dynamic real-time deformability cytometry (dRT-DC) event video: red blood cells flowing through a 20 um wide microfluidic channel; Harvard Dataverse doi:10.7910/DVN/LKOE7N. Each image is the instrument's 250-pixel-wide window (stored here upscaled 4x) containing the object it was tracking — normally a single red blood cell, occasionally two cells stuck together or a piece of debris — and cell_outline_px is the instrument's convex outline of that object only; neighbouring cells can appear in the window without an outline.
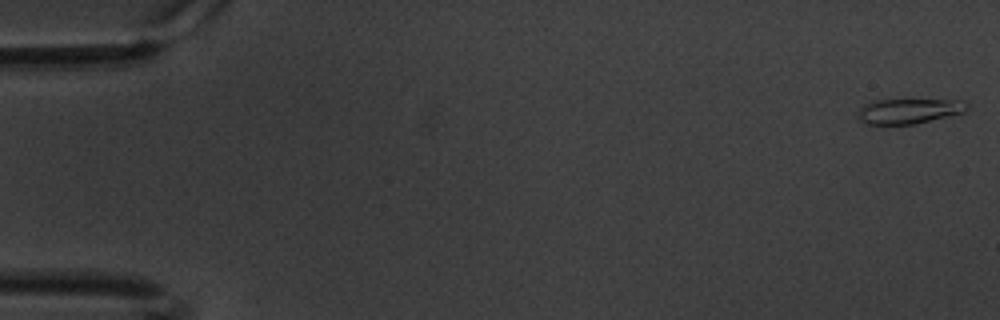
{"species": "common noctule bat (a hibernating species)", "species_latin": "Nyctalus noctula", "temperature_condition": "warm", "stored_images_in_passage": 60, "camera_frame_rate_fps": 3000, "um_per_image_px": 0.085, "animal": {"sex": "male", "body_mass_g": 20.1, "forearm_length_mm": 53.5}, "frame": {"image": 1, "passage_image": 1, "time_ms": 0.0, "image_size_px": [1000, 320], "cell_outline_px": [[968, 108], [964, 112], [948, 116], [912, 124], [864, 124], [856, 120], [856, 116], [860, 108], [864, 104], [876, 100], [960, 100], [968, 104]], "centroid_in_image_um": [77.18, 9.44], "position_along_channel_um": 7.8, "area_um2": 15.9}}
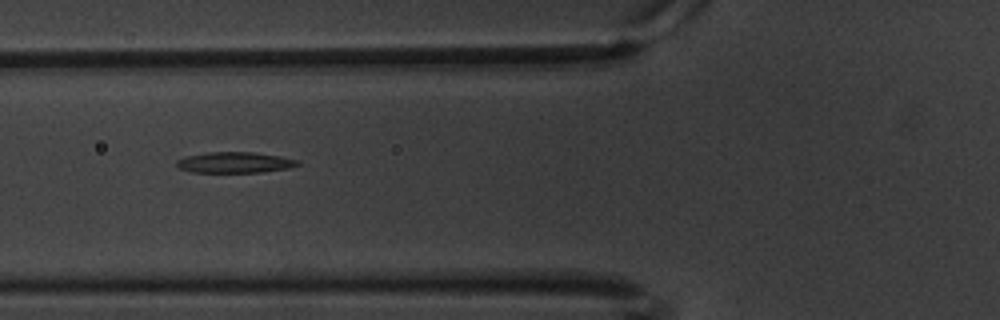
{"frame": {"image": 2, "passage_image": 23, "time_ms": 7.333, "image_size_px": [1000, 320], "cell_outline_px": [[300, 164], [288, 168], [260, 172], [192, 172], [180, 168], [176, 164], [176, 160], [184, 156], [208, 152], [256, 152], [280, 156], [300, 160]], "centroid_in_image_um": [19.95, 13.8], "position_along_channel_um": 105.8, "area_um2": 14.74}}
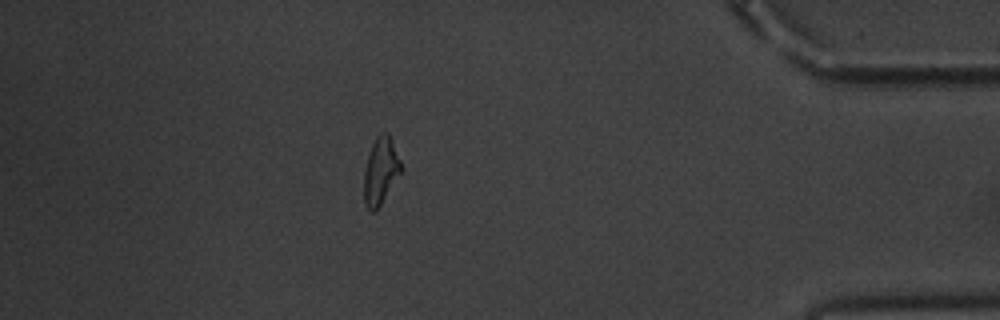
{"frame": {"image": 3, "passage_image": 53, "time_ms": 17.333, "image_size_px": [1000, 320], "cell_outline_px": [[404, 168], [376, 212], [372, 212], [364, 204], [364, 172], [368, 156], [372, 144], [376, 136], [380, 132], [388, 132], [392, 140]], "centroid_in_image_um": [32.37, 14.53], "position_along_channel_um": 402.8, "area_um2": 14.68}, "authors_computed_cell_mechanics": {"area_um2": 14.9413, "velocity_mm_per_s": 3.3649, "shape_relaxation_time_tau1_ms": 7.2343, "shape_relaxation_time_tau2_ms": 4.8047, "deformation_change_tau1": 0.2147, "deformation_change_tau2": 0.1279}}